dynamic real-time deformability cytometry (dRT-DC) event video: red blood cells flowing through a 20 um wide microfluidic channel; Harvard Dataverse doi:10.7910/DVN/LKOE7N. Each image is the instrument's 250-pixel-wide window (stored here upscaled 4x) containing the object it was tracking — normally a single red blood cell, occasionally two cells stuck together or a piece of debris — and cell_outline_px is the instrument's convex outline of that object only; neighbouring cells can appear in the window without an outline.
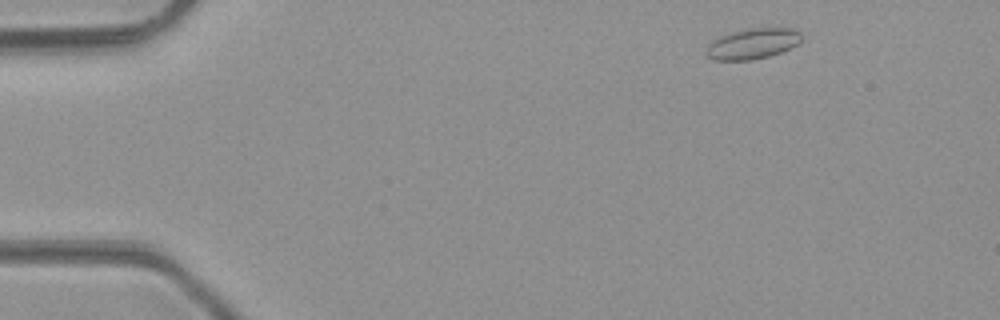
{"species": "common noctule bat (a hibernating species)", "species_latin": "Nyctalus noctula", "temperature_condition": "room temperature", "stored_images_in_passage": 46, "camera_frame_rate_fps": 3000, "um_per_image_px": 0.085, "animal": {"sex": "male", "body_mass_g": 23.1, "forearm_length_mm": 52.7}, "frame": {"image": 1, "passage_image": 3, "time_ms": 0.667, "image_size_px": [1000, 320], "cell_outline_px": [[804, 36], [796, 44], [780, 52], [768, 56], [752, 60], [712, 60], [704, 56], [704, 52], [708, 44], [712, 40], [720, 36], [732, 32], [752, 28], [792, 28], [800, 32]], "centroid_in_image_um": [63.91, 3.72], "position_along_channel_um": 21.1, "area_um2": 17.05}}
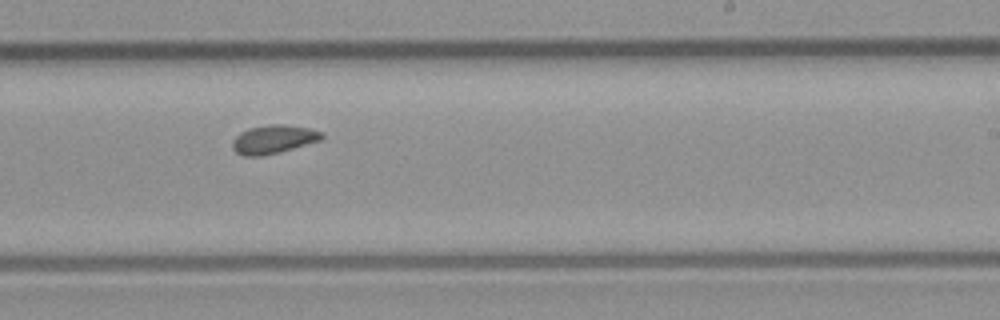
{"frame": {"image": 2, "passage_image": 27, "time_ms": 8.667, "image_size_px": [1000, 320], "cell_outline_px": [[324, 136], [320, 140], [280, 152], [264, 156], [244, 156], [236, 152], [232, 148], [232, 140], [240, 132], [248, 128], [268, 124], [280, 124], [308, 128], [320, 132]], "centroid_in_image_um": [23.19, 11.84], "position_along_channel_um": 265.8, "area_um2": 14.8}}
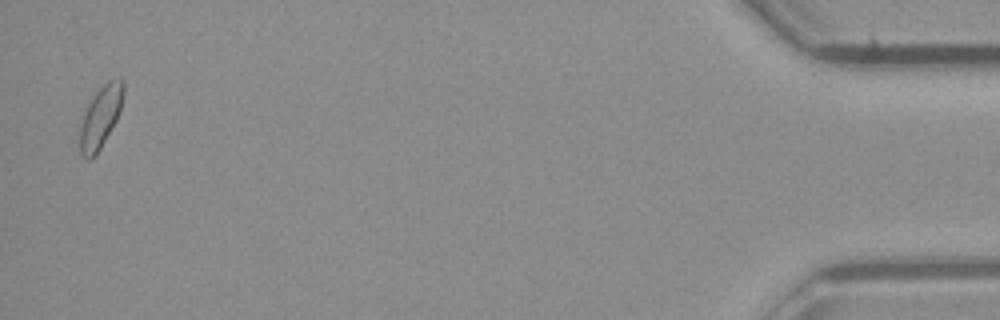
{"frame": {"image": 3, "passage_image": 45, "time_ms": 14.667, "image_size_px": [1000, 320], "cell_outline_px": [[124, 92], [120, 108], [116, 120], [100, 148], [88, 160], [80, 156], [80, 128], [84, 112], [92, 96], [108, 80], [120, 76], [124, 80]], "centroid_in_image_um": [8.55, 9.89], "position_along_channel_um": 426.7, "area_um2": 15.49}, "authors_computed_cell_mechanics": {"area_um2": 14.8257, "velocity_mm_per_s": 4.2301, "shape_relaxation_time_tau1_ms": 7.0202, "shape_relaxation_time_tau2_ms": 8.4259, "deformation_change_tau1": 0.0885, "deformation_change_tau2": 0.124}}